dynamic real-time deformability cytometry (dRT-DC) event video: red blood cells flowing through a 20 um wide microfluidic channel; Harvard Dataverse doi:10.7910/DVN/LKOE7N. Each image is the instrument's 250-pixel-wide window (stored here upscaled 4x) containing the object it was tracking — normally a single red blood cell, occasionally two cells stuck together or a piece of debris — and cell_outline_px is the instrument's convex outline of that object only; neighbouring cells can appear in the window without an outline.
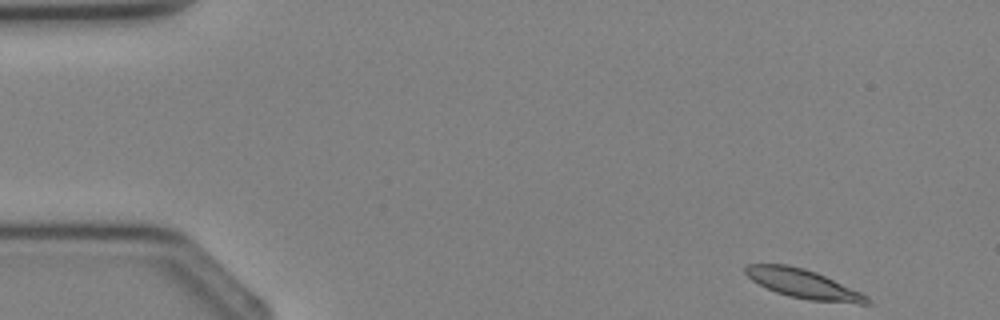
{"species": "Egyptian fruit bat (a non-hibernating species)", "species_latin": "Rousettus aegyptiacus", "temperature_condition": "cold", "stored_images_in_passage": 4, "camera_frame_rate_fps": 3000, "um_per_image_px": 0.085, "animal": {"sex": "female"}, "frame": {"image": 1, "passage_image": 1, "time_ms": 0.0, "image_size_px": [1000, 320], "cell_outline_px": [[872, 304], [860, 304], [808, 300], [788, 296], [776, 292], [752, 280], [744, 272], [744, 268], [748, 264], [788, 264], [804, 268], [816, 272], [860, 292], [868, 296], [872, 300]], "centroid_in_image_um": [68.31, 24.14], "position_along_channel_um": 16.7, "area_um2": 20.52}}
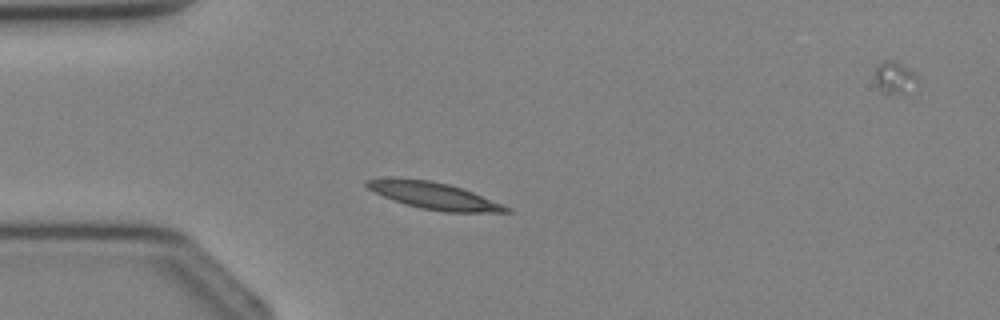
{"frame": {"image": 2, "passage_image": 3, "time_ms": 2.333, "image_size_px": [1000, 320], "cell_outline_px": [[512, 212], [444, 212], [420, 208], [384, 196], [368, 188], [364, 184], [364, 180], [392, 176], [432, 180], [448, 184], [472, 192], [512, 208]], "centroid_in_image_um": [36.85, 16.61], "position_along_channel_um": 48.2, "area_um2": 21.79}}